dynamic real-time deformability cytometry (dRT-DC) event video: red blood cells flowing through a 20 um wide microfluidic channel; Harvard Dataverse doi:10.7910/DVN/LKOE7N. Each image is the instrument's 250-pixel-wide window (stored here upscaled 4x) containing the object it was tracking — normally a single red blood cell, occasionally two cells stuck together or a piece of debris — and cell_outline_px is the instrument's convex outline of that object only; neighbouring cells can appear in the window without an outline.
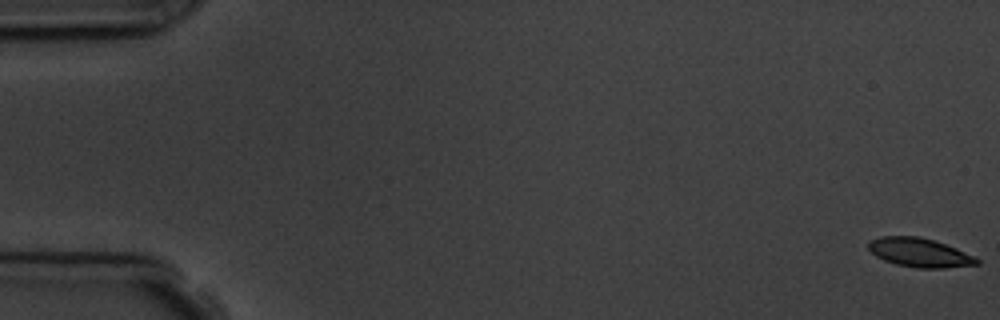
{"species": "common noctule bat (a hibernating species)", "species_latin": "Nyctalus noctula", "temperature_condition": "room temperature", "stored_images_in_passage": 5, "camera_frame_rate_fps": 3000, "um_per_image_px": 0.085, "animal": {"sex": "male", "body_mass_g": 19.5, "forearm_length_mm": 54.6}, "frame": {"image": 1, "passage_image": 1, "time_ms": 0.0, "image_size_px": [1000, 320], "cell_outline_px": [[980, 264], [944, 268], [916, 268], [896, 264], [884, 260], [876, 256], [868, 248], [868, 240], [880, 236], [920, 236], [956, 248], [976, 256], [980, 260]], "centroid_in_image_um": [78.17, 21.47], "position_along_channel_um": 6.8, "area_um2": 18.38}}
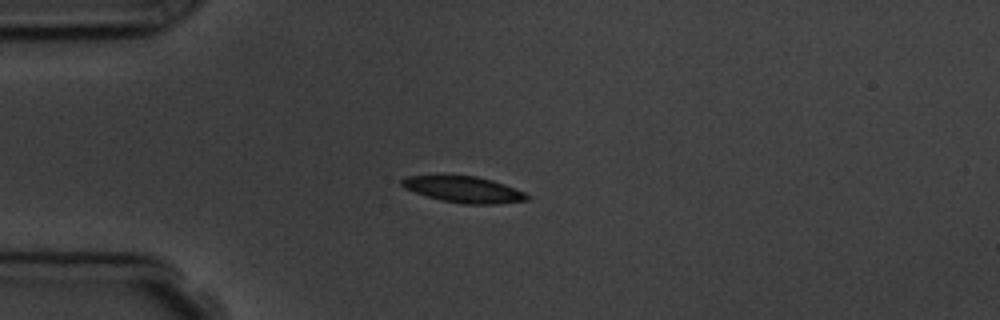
{"frame": {"image": 2, "passage_image": 5, "time_ms": 4.667, "image_size_px": [1000, 320], "cell_outline_px": [[532, 196], [528, 200], [496, 204], [464, 204], [440, 200], [404, 188], [400, 184], [400, 180], [404, 176], [440, 172], [444, 172], [476, 176], [492, 180], [504, 184], [524, 192]], "centroid_in_image_um": [39.33, 16.04], "position_along_channel_um": 45.7, "area_um2": 20.11}}